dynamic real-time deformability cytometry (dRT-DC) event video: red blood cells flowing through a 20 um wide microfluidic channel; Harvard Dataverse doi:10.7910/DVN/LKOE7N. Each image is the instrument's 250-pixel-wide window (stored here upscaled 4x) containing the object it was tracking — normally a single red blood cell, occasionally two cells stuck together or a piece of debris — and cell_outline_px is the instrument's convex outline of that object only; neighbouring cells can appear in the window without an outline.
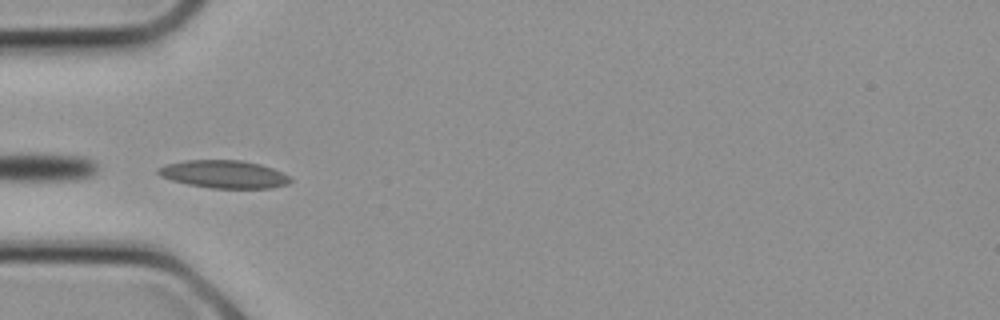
{"species": "common noctule bat (a hibernating species)", "species_latin": "Nyctalus noctula", "temperature_condition": "cold", "stored_images_in_passage": 11, "camera_frame_rate_fps": 3000, "um_per_image_px": 0.085, "animal": {"sex": "female", "body_mass_g": 21.9}, "frame": {"image": 1, "passage_image": 7, "time_ms": 2.0, "image_size_px": [1000, 320], "cell_outline_px": [[292, 180], [288, 184], [272, 188], [212, 188], [188, 184], [172, 180], [160, 176], [156, 172], [156, 168], [164, 164], [184, 160], [240, 160], [260, 164], [272, 168], [288, 176]], "centroid_in_image_um": [18.99, 14.8], "position_along_channel_um": 66.0, "area_um2": 21.44}}